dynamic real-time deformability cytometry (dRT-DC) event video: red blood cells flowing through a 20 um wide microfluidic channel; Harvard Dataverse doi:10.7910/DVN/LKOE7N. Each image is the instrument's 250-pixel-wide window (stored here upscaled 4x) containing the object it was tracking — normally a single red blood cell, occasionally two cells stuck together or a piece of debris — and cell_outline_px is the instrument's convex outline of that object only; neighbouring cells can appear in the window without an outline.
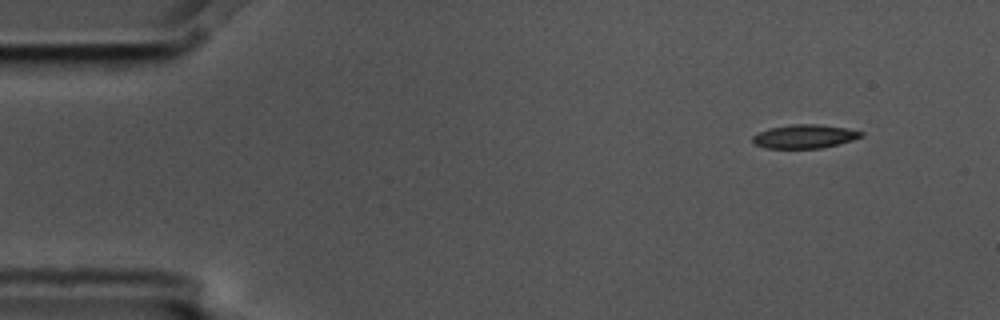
{"species": "common noctule bat (a hibernating species)", "species_latin": "Nyctalus noctula", "temperature_condition": "cold", "stored_images_in_passage": 5, "segment_of_instrument_passage": [2, 2], "camera_frame_rate_fps": 3000, "um_per_image_px": 0.085, "animal": {"sex": "male", "body_mass_g": 17.5, "forearm_length_mm": 52.3}, "frame": {"image": 1, "passage_image": 5, "time_ms": 1.333, "image_size_px": [1000, 320], "cell_outline_px": [[864, 136], [852, 140], [820, 148], [764, 148], [756, 144], [752, 140], [752, 136], [768, 128], [792, 124], [816, 124], [844, 128], [864, 132]], "centroid_in_image_um": [68.37, 11.59], "position_along_channel_um": 16.6, "area_um2": 14.8}}